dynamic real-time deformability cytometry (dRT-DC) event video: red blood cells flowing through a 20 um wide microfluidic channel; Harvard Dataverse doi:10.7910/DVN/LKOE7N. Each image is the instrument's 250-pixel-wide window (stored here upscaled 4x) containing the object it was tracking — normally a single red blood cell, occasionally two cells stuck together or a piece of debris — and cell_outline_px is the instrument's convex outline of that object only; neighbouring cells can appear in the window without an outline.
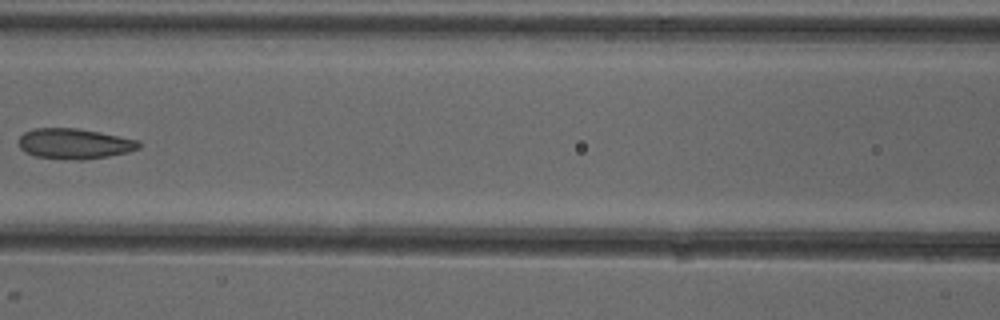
{"species": "common noctule bat (a hibernating species)", "species_latin": "Nyctalus noctula", "temperature_condition": "cold", "stored_images_in_passage": 6, "camera_frame_rate_fps": 3000, "um_per_image_px": 0.085, "animal": {"sex": "female"}, "frame": {"image": 1, "passage_image": 5, "time_ms": 5.333, "image_size_px": [1000, 320], "cell_outline_px": [[140, 148], [128, 152], [108, 156], [80, 160], [76, 160], [36, 156], [24, 152], [20, 148], [20, 136], [24, 132], [36, 128], [76, 128], [100, 132], [136, 140], [140, 144]], "centroid_in_image_um": [6.31, 12.21], "position_along_channel_um": 160.3, "area_um2": 21.04}}
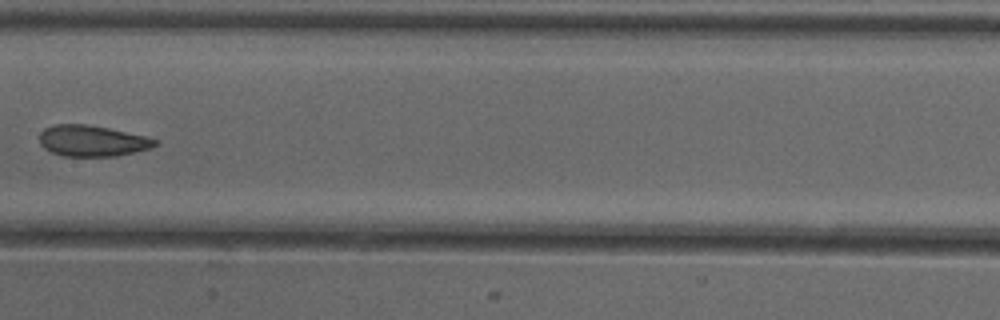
{"frame": {"image": 2, "passage_image": 6, "time_ms": 6.333, "image_size_px": [1000, 320], "cell_outline_px": [[160, 144], [152, 148], [116, 156], [64, 156], [52, 152], [44, 148], [40, 144], [40, 132], [44, 128], [56, 124], [88, 124], [148, 136], [160, 140]], "centroid_in_image_um": [7.89, 11.97], "position_along_channel_um": 199.5, "area_um2": 21.15}}